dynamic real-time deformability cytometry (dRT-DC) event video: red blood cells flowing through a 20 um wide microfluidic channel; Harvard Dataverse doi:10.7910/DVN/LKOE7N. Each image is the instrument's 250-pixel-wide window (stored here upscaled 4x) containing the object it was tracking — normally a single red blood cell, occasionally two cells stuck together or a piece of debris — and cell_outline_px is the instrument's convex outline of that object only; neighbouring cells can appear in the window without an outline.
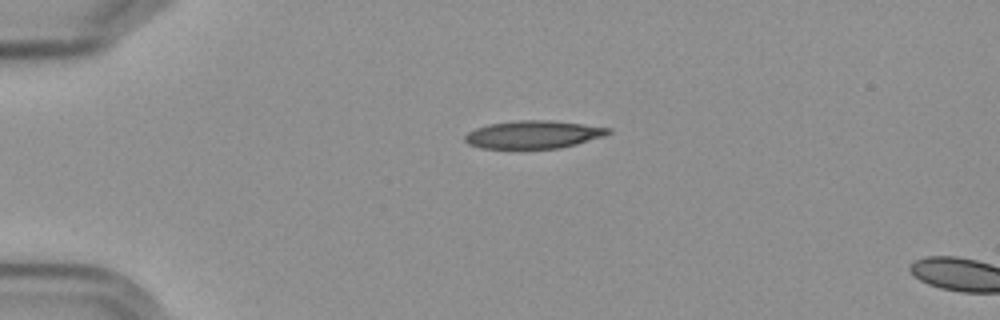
{"species": "Egyptian fruit bat (a non-hibernating species)", "species_latin": "Rousettus aegyptiacus", "temperature_condition": "cold", "stored_images_in_passage": 2, "camera_frame_rate_fps": 3000, "um_per_image_px": 0.085, "frame": {"image": 1, "passage_image": 1, "time_ms": 0.0, "image_size_px": [1000, 320], "cell_outline_px": [[612, 132], [604, 136], [576, 144], [560, 148], [480, 148], [468, 144], [464, 140], [464, 136], [468, 132], [476, 128], [488, 124], [516, 120], [548, 120], [612, 128]], "centroid_in_image_um": [45.32, 11.43], "position_along_channel_um": 39.7, "area_um2": 23.18}}